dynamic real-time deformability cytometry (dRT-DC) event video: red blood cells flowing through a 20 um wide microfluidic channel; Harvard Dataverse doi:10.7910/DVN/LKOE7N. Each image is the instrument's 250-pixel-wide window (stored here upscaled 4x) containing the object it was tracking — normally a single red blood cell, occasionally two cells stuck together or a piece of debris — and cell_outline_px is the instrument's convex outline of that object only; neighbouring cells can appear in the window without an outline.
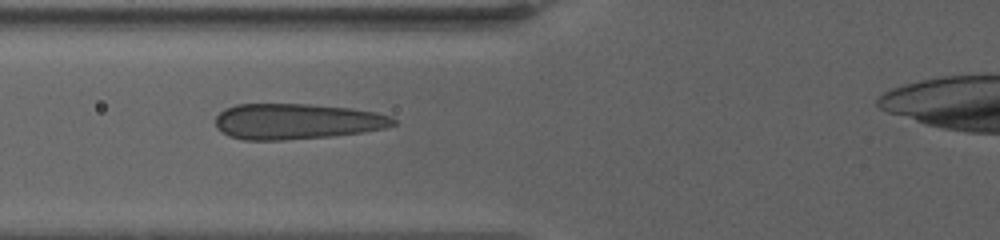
{"species": "human", "species_latin": "Homo sapiens", "temperature_condition": "warm", "stored_images_in_passage": 6, "camera_frame_rate_fps": 3000, "um_per_image_px": 0.085, "donor": {"sex": "female"}, "frame": {"image": 1, "passage_image": 5, "time_ms": 4.0, "image_size_px": [1000, 240], "cell_outline_px": [[396, 124], [384, 128], [360, 132], [332, 136], [284, 140], [244, 140], [228, 136], [220, 132], [216, 128], [216, 116], [224, 108], [236, 104], [308, 104], [352, 108], [376, 112], [392, 116], [396, 120]], "centroid_in_image_um": [25.19, 10.32], "position_along_channel_um": 100.6, "area_um2": 37.22}}
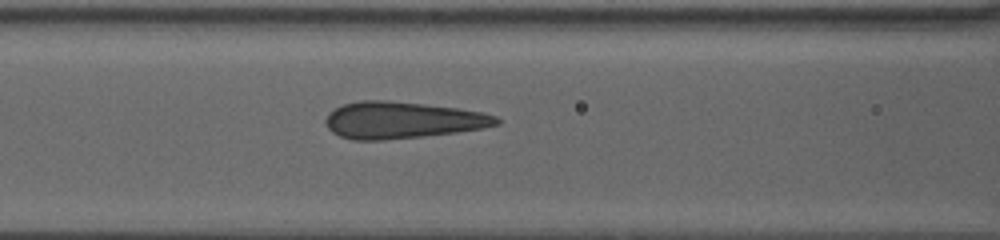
{"frame": {"image": 2, "passage_image": 6, "time_ms": 5.0, "image_size_px": [1000, 240], "cell_outline_px": [[500, 124], [484, 128], [456, 132], [384, 140], [352, 140], [340, 136], [332, 132], [328, 128], [324, 120], [328, 112], [344, 104], [360, 100], [384, 100], [424, 104], [460, 108], [484, 112], [496, 116], [500, 120]], "centroid_in_image_um": [34.19, 10.21], "position_along_channel_um": 132.4, "area_um2": 36.65}}